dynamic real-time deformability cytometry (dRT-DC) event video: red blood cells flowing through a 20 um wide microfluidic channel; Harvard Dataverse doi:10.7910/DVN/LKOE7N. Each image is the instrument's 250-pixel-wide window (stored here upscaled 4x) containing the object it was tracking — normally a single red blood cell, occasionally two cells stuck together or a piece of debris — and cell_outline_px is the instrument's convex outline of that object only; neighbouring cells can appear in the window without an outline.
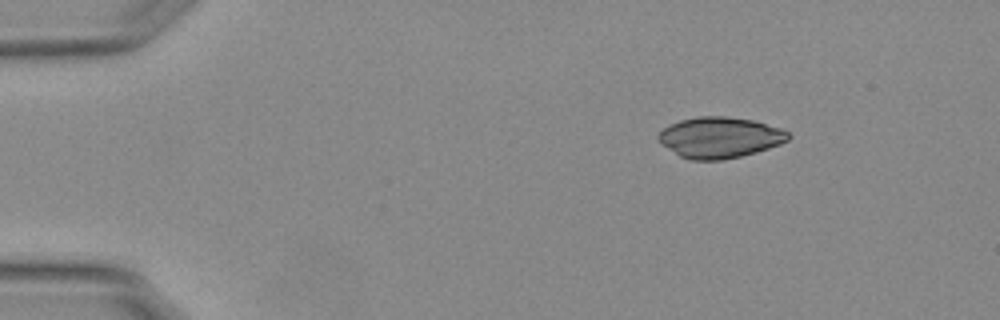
{"species": "Egyptian fruit bat (a non-hibernating species)", "species_latin": "Rousettus aegyptiacus", "temperature_condition": "warm", "stored_images_in_passage": 47, "camera_frame_rate_fps": 3000, "um_per_image_px": 0.085, "animal": {"sex": "female"}, "frame": {"image": 1, "passage_image": 1, "time_ms": 0.0, "image_size_px": [1000, 320], "cell_outline_px": [[792, 136], [788, 140], [780, 144], [756, 152], [740, 156], [720, 160], [692, 160], [680, 156], [664, 144], [656, 136], [664, 128], [680, 120], [696, 116], [724, 116], [752, 120], [780, 128], [788, 132]], "centroid_in_image_um": [61.21, 11.68], "position_along_channel_um": 23.8, "area_um2": 30.58}}
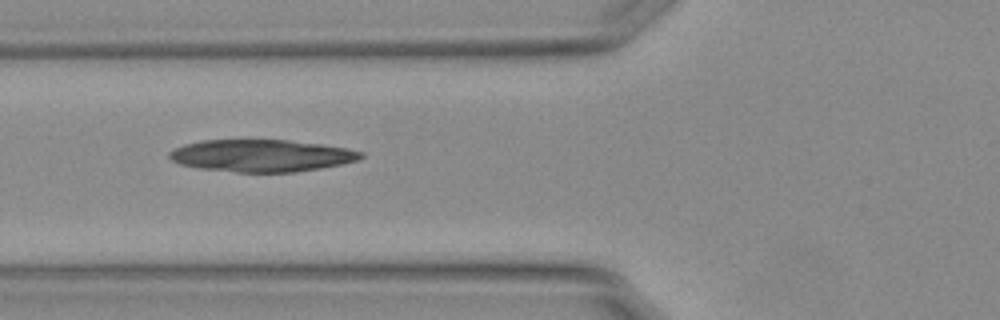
{"frame": {"image": 2, "passage_image": 14, "time_ms": 4.333, "image_size_px": [1000, 320], "cell_outline_px": [[364, 156], [356, 160], [340, 164], [320, 168], [296, 172], [236, 172], [200, 168], [180, 164], [172, 160], [168, 156], [168, 152], [184, 144], [200, 140], [248, 136], [288, 140], [320, 144], [344, 148], [364, 152]], "centroid_in_image_um": [22.15, 13.18], "position_along_channel_um": 103.7, "area_um2": 36.93}}
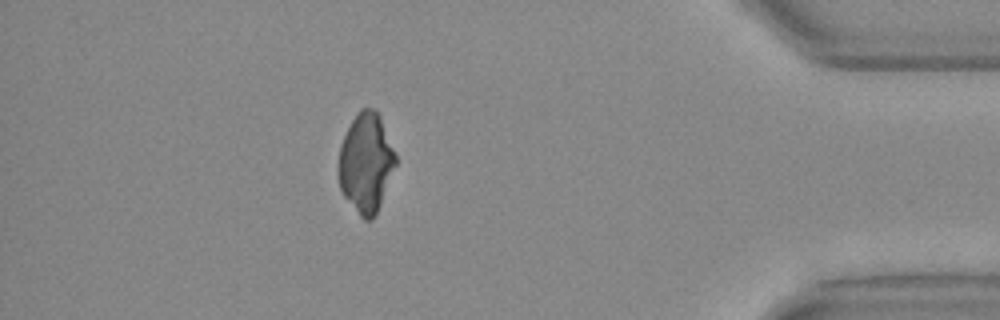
{"frame": {"image": 3, "passage_image": 41, "time_ms": 13.333, "image_size_px": [1000, 320], "cell_outline_px": [[396, 164], [380, 204], [372, 220], [364, 220], [360, 216], [344, 196], [340, 188], [336, 168], [340, 148], [344, 136], [352, 120], [360, 108], [376, 108], [380, 116], [396, 156]], "centroid_in_image_um": [31.08, 13.83], "position_along_channel_um": 404.1, "area_um2": 32.95}}